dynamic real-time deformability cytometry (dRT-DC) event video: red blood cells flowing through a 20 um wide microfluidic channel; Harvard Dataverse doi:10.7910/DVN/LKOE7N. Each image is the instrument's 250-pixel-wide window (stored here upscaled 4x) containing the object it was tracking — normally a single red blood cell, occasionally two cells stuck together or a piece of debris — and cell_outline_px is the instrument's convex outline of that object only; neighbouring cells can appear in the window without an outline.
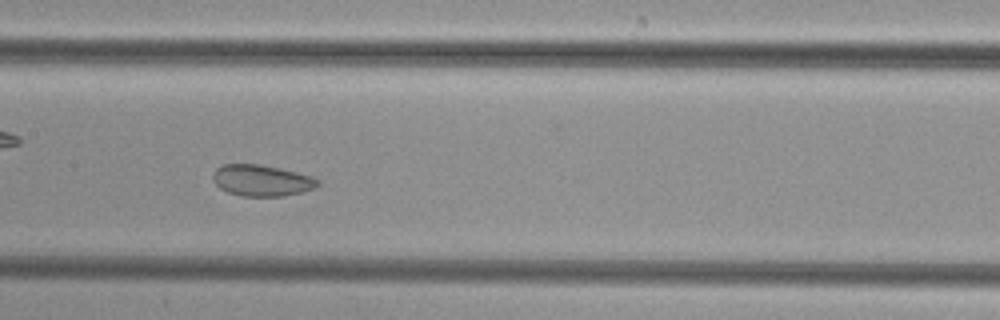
{"species": "common noctule bat (a hibernating species)", "species_latin": "Nyctalus noctula", "temperature_condition": "cold", "stored_images_in_passage": 45, "camera_frame_rate_fps": 3000, "um_per_image_px": 0.085, "animal": {"sex": "female", "body_mass_g": 29.2, "forearm_length_mm": 56.3}, "frame": {"image": 1, "passage_image": 19, "time_ms": 6.0, "image_size_px": [1000, 320], "cell_outline_px": [[320, 184], [316, 188], [300, 192], [280, 196], [240, 196], [228, 192], [220, 188], [212, 180], [212, 172], [216, 168], [224, 164], [260, 164], [280, 168], [312, 176], [320, 180]], "centroid_in_image_um": [22.23, 15.33], "position_along_channel_um": 185.2, "area_um2": 19.25}}